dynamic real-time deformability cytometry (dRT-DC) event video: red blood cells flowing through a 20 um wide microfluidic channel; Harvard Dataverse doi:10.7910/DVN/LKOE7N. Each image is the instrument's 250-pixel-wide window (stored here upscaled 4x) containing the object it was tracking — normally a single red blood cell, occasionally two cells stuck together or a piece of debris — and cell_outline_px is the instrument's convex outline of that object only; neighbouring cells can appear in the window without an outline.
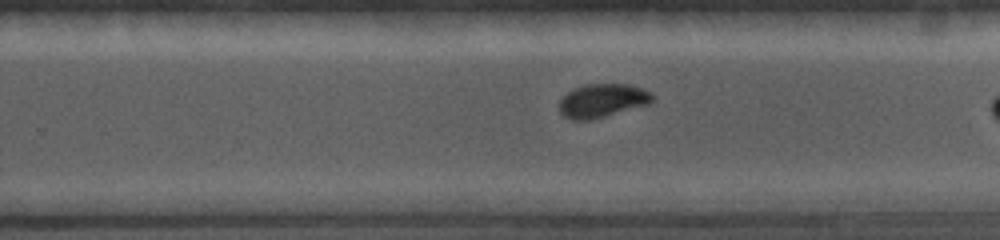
{"species": "common noctule bat (a hibernating species)", "species_latin": "Nyctalus noctula", "temperature_condition": "cold", "stored_images_in_passage": 23, "camera_frame_rate_fps": 5000, "um_per_image_px": 0.085, "animal": {"sex": "female", "body_mass_g": 19.0, "forearm_length_mm": 56.7}, "frame": {"image": 1, "passage_image": 14, "time_ms": 5.2, "image_size_px": [1000, 240], "cell_outline_px": [[652, 100], [648, 104], [604, 116], [588, 120], [572, 120], [564, 116], [560, 112], [560, 100], [572, 88], [584, 84], [628, 84], [652, 92]], "centroid_in_image_um": [51.17, 8.54], "position_along_channel_um": 278.6, "area_um2": 17.98}}
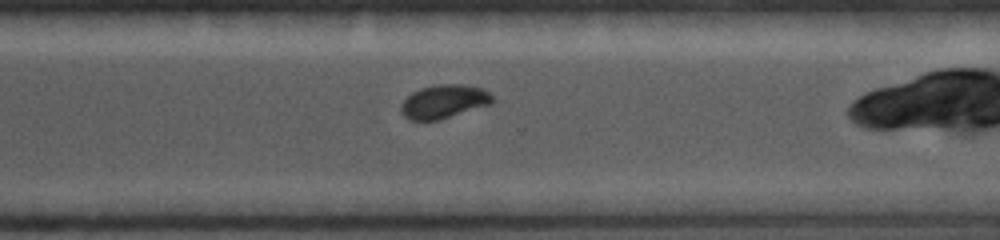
{"frame": {"image": 2, "passage_image": 17, "time_ms": 6.4, "image_size_px": [1000, 240], "cell_outline_px": [[492, 104], [440, 120], [408, 120], [404, 116], [400, 108], [400, 104], [412, 92], [420, 88], [436, 84], [464, 84], [484, 88], [492, 96]], "centroid_in_image_um": [37.73, 8.63], "position_along_channel_um": 332.9, "area_um2": 18.09}}